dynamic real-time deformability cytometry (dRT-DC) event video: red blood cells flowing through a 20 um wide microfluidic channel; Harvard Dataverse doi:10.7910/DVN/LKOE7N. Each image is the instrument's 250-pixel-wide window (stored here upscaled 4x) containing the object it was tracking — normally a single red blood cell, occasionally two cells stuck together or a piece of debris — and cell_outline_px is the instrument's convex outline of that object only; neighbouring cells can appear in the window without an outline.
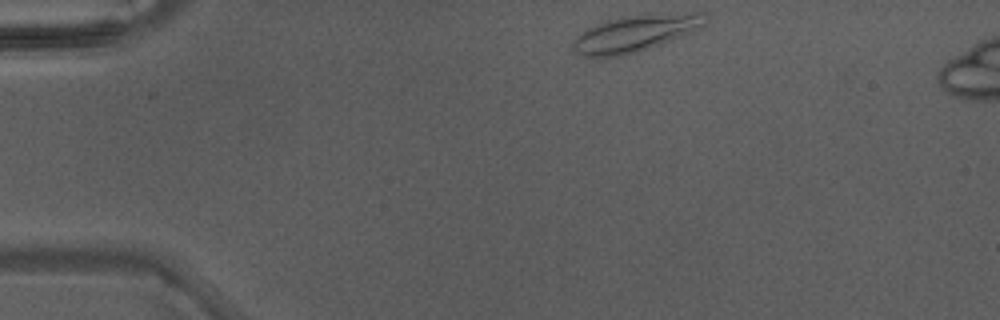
{"species": "Egyptian fruit bat (a non-hibernating species)", "species_latin": "Rousettus aegyptiacus", "temperature_condition": "warm", "stored_images_in_passage": 39, "segment_of_instrument_passage": [1, 2], "camera_frame_rate_fps": 3000, "um_per_image_px": 0.085, "animal": {"sex": "male"}, "frame": {"image": 1, "passage_image": 1, "time_ms": 0.0, "image_size_px": [1000, 320], "cell_outline_px": [[708, 12], [704, 24], [692, 32], [660, 44], [636, 52], [620, 56], [580, 56], [572, 48], [572, 40], [576, 36], [588, 28], [596, 24], [620, 16], [700, 12]], "centroid_in_image_um": [53.98, 2.83], "position_along_channel_um": 31.0, "area_um2": 27.86}}
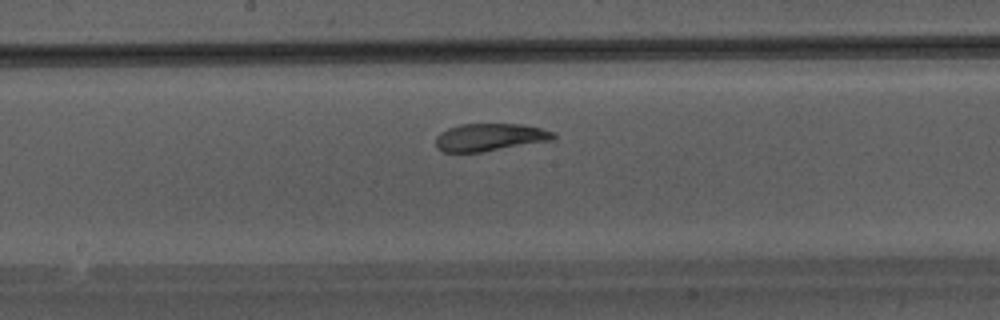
{"frame": {"image": 2, "passage_image": 17, "time_ms": 5.333, "image_size_px": [1000, 320], "cell_outline_px": [[556, 140], [480, 152], [444, 152], [436, 148], [436, 136], [440, 132], [448, 128], [460, 124], [520, 124], [540, 128], [556, 132]], "centroid_in_image_um": [41.66, 11.66], "position_along_channel_um": 206.5, "area_um2": 19.07}}
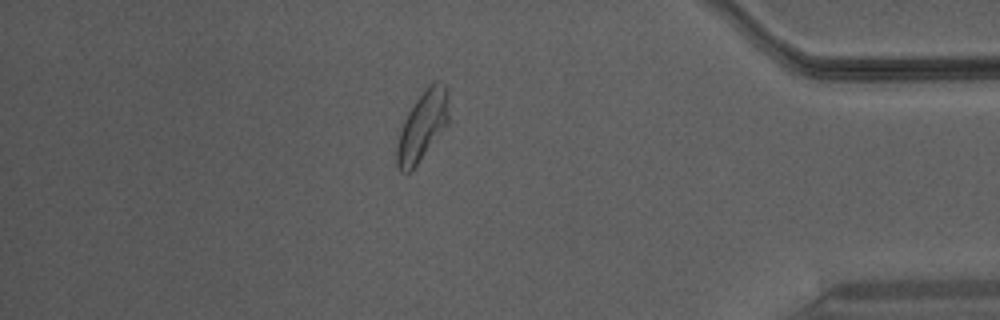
{"frame": {"image": 3, "passage_image": 32, "time_ms": 10.333, "image_size_px": [1000, 320], "cell_outline_px": [[448, 124], [416, 164], [408, 172], [400, 172], [396, 164], [396, 148], [400, 128], [408, 112], [416, 100], [428, 84], [432, 80], [436, 80], [444, 84], [448, 88]], "centroid_in_image_um": [35.9, 10.65], "position_along_channel_um": 399.3, "area_um2": 20.87}}